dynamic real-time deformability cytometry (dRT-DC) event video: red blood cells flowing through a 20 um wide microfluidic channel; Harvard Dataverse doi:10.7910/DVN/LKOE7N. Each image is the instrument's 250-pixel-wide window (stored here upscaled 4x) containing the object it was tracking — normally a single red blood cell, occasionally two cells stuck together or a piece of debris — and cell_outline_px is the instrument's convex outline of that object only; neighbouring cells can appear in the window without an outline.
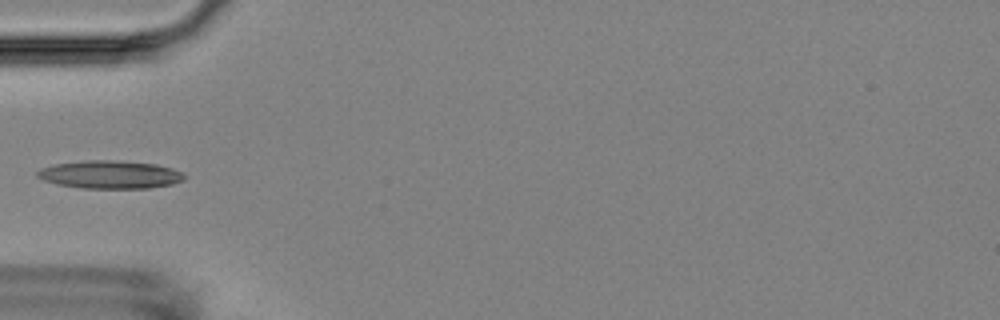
{"species": "Egyptian fruit bat (a non-hibernating species)", "species_latin": "Rousettus aegyptiacus", "temperature_condition": "room temperature", "stored_images_in_passage": 6, "camera_frame_rate_fps": 3000, "um_per_image_px": 0.085, "animal": {"sex": "female"}, "frame": {"image": 1, "passage_image": 3, "time_ms": 2.333, "image_size_px": [1000, 320], "cell_outline_px": [[188, 176], [184, 180], [172, 184], [148, 188], [80, 188], [56, 184], [44, 180], [36, 176], [36, 172], [40, 168], [56, 164], [88, 160], [112, 160], [156, 164], [172, 168], [184, 172]], "centroid_in_image_um": [9.38, 14.84], "position_along_channel_um": 75.6, "area_um2": 24.1}}
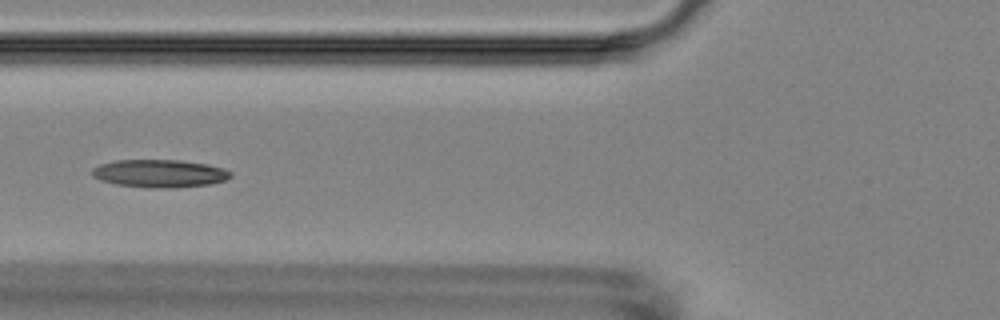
{"frame": {"image": 2, "passage_image": 4, "time_ms": 3.333, "image_size_px": [1000, 320], "cell_outline_px": [[232, 176], [224, 180], [212, 184], [176, 188], [152, 188], [116, 184], [100, 180], [92, 176], [92, 168], [100, 164], [116, 160], [180, 160], [208, 164], [224, 168], [232, 172]], "centroid_in_image_um": [13.59, 14.74], "position_along_channel_um": 112.2, "area_um2": 22.66}}
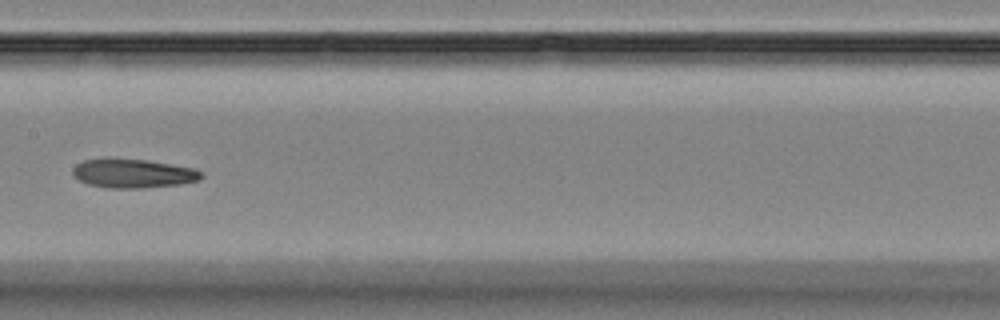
{"frame": {"image": 3, "passage_image": 6, "time_ms": 5.667, "image_size_px": [1000, 320], "cell_outline_px": [[204, 176], [200, 180], [180, 184], [140, 188], [108, 188], [88, 184], [72, 176], [72, 168], [76, 164], [84, 160], [104, 156], [108, 156], [148, 160], [196, 168]], "centroid_in_image_um": [11.26, 14.7], "position_along_channel_um": 196.1, "area_um2": 22.37}}